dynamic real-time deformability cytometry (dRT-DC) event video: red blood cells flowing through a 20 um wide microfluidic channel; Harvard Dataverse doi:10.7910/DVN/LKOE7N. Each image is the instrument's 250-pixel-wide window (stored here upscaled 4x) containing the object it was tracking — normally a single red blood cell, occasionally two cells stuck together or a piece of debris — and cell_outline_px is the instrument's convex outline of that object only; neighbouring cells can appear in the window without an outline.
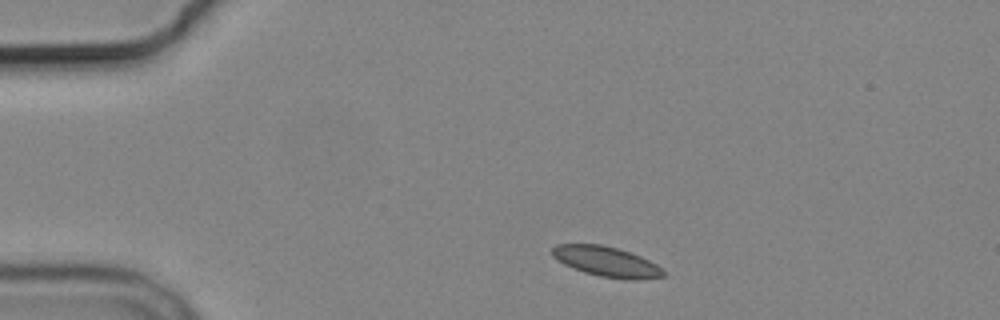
{"species": "common noctule bat (a hibernating species)", "species_latin": "Nyctalus noctula", "temperature_condition": "cold", "stored_images_in_passage": 9, "camera_frame_rate_fps": 3000, "um_per_image_px": 0.085, "animal": {"sex": "male", "body_mass_g": 19.2, "forearm_length_mm": 51.8}, "frame": {"image": 1, "passage_image": 1, "time_ms": 0.0, "image_size_px": [1000, 320], "cell_outline_px": [[664, 276], [636, 280], [632, 280], [600, 276], [584, 272], [572, 268], [556, 260], [552, 256], [552, 248], [556, 244], [604, 244], [640, 256], [664, 268]], "centroid_in_image_um": [51.53, 22.23], "position_along_channel_um": 33.5, "area_um2": 19.48}}
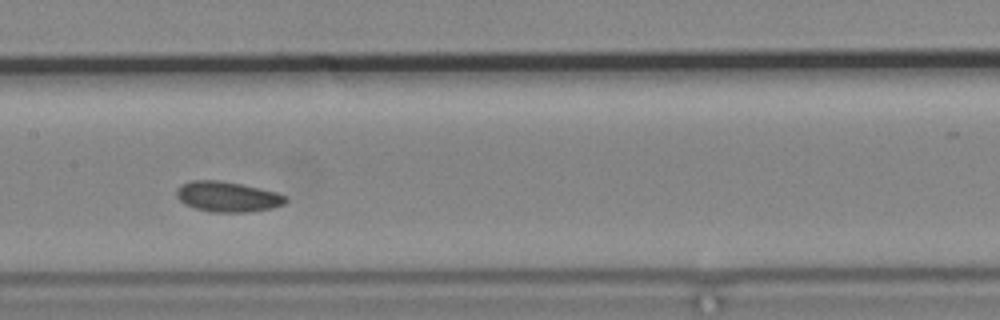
{"frame": {"image": 2, "passage_image": 6, "time_ms": 5.667, "image_size_px": [1000, 320], "cell_outline_px": [[288, 200], [284, 204], [272, 208], [248, 212], [212, 212], [196, 208], [184, 204], [176, 196], [176, 188], [180, 184], [192, 180], [220, 180], [260, 188], [276, 192], [288, 196]], "centroid_in_image_um": [19.34, 16.71], "position_along_channel_um": 188.1, "area_um2": 19.42}}
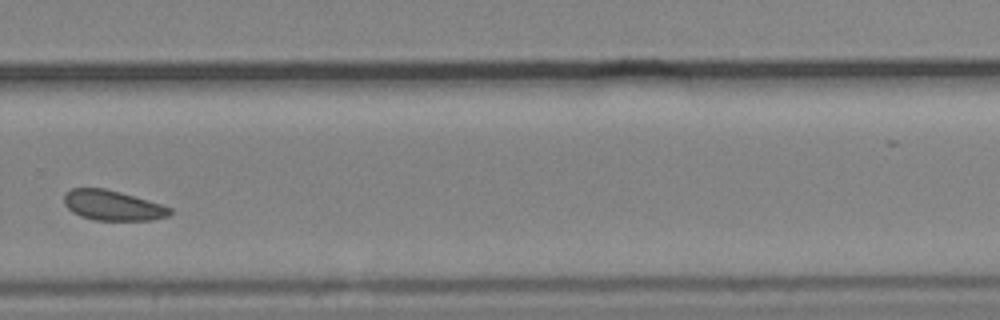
{"frame": {"image": 3, "passage_image": 9, "time_ms": 9.333, "image_size_px": [1000, 320], "cell_outline_px": [[172, 212], [168, 216], [152, 220], [96, 220], [80, 216], [72, 212], [64, 204], [64, 192], [72, 188], [104, 188], [120, 192], [160, 204], [172, 208]], "centroid_in_image_um": [9.54, 17.46], "position_along_channel_um": 320.3, "area_um2": 18.5}}